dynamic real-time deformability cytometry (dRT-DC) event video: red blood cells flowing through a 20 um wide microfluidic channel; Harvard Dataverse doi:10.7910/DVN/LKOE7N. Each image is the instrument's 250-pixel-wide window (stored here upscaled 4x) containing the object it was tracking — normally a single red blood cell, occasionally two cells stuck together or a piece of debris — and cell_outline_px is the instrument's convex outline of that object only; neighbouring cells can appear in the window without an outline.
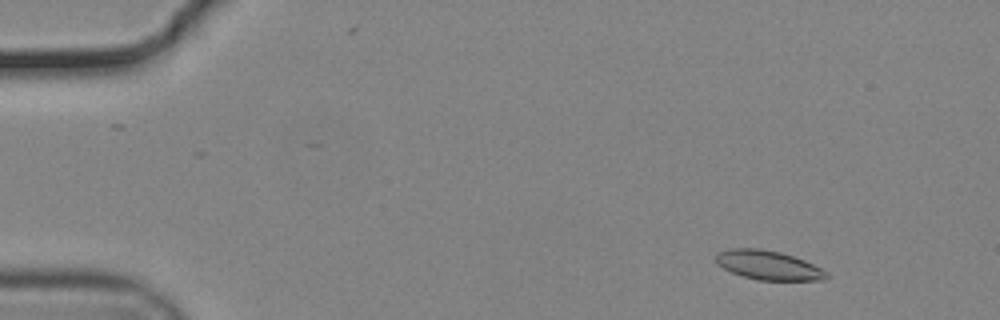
{"species": "common noctule bat (a hibernating species)", "species_latin": "Nyctalus noctula", "temperature_condition": "cold", "stored_images_in_passage": 55, "camera_frame_rate_fps": 3000, "um_per_image_px": 0.085, "animal": {"sex": "male", "body_mass_g": 19.2, "forearm_length_mm": 51.8}, "frame": {"image": 1, "passage_image": 6, "time_ms": 1.667, "image_size_px": [1000, 320], "cell_outline_px": [[828, 276], [824, 280], [756, 280], [732, 272], [716, 264], [716, 252], [728, 248], [760, 248], [780, 252], [804, 260], [828, 272]], "centroid_in_image_um": [65.27, 22.53], "position_along_channel_um": 19.7, "area_um2": 18.79}}
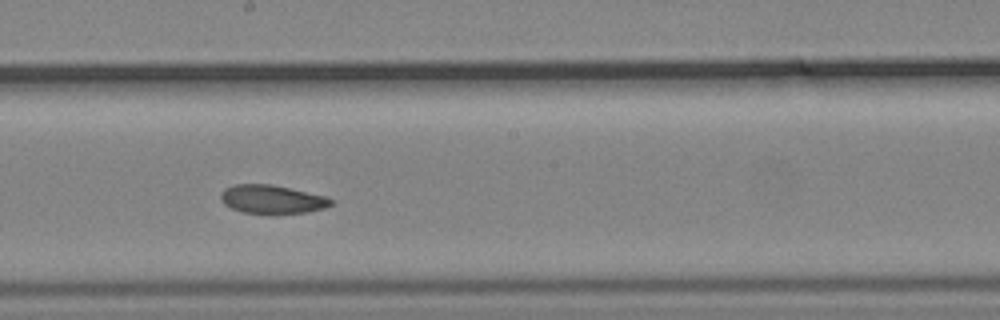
{"frame": {"image": 2, "passage_image": 31, "time_ms": 10.0, "image_size_px": [1000, 320], "cell_outline_px": [[332, 204], [324, 208], [304, 212], [244, 212], [232, 208], [224, 204], [220, 200], [220, 192], [224, 188], [236, 184], [272, 184], [324, 196], [332, 200]], "centroid_in_image_um": [23.06, 16.91], "position_along_channel_um": 225.1, "area_um2": 17.8}}
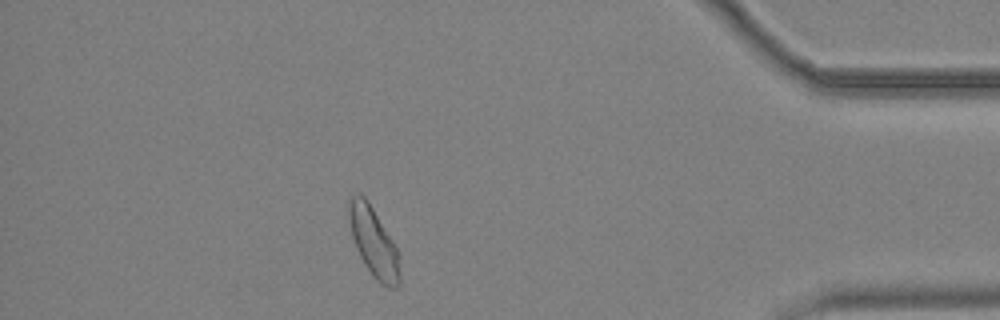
{"frame": {"image": 3, "passage_image": 49, "time_ms": 16.0, "image_size_px": [1000, 320], "cell_outline_px": [[400, 284], [396, 288], [388, 288], [380, 284], [372, 276], [364, 264], [356, 248], [352, 236], [348, 220], [348, 196], [360, 192], [368, 200], [392, 240], [396, 248], [400, 272]], "centroid_in_image_um": [31.72, 20.57], "position_along_channel_um": 403.5, "area_um2": 20.75}, "authors_computed_cell_mechanics": {"area_um2": 19.1896, "velocity_mm_per_s": 3.6963, "shape_relaxation_time_tau1_ms": null, "shape_relaxation_time_tau2_ms": 3.6368, "deformation_change_tau1": null, "deformation_change_tau2": 0.0839}}